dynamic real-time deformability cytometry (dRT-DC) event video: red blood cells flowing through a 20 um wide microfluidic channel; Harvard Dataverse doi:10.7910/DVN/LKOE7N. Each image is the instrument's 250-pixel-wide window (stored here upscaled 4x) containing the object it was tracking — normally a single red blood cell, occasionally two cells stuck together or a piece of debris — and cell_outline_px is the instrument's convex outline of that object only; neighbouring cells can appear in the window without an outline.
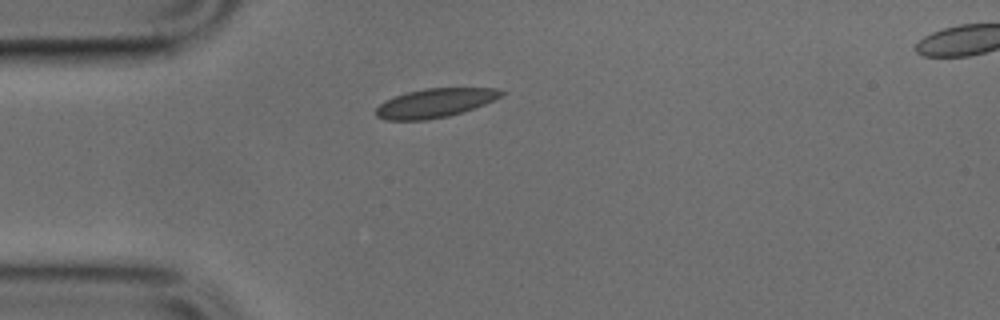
{"species": "common noctule bat (a hibernating species)", "species_latin": "Nyctalus noctula", "temperature_condition": "cold", "stored_images_in_passage": 18, "camera_frame_rate_fps": 3000, "um_per_image_px": 0.085, "animal": {"sex": "male", "body_mass_g": 17.9, "forearm_length_mm": 54.2}, "frame": {"image": 1, "passage_image": 1, "time_ms": 0.0, "image_size_px": [1000, 320], "cell_outline_px": [[508, 92], [484, 104], [448, 116], [428, 120], [388, 120], [376, 116], [376, 108], [384, 100], [408, 92], [424, 88], [496, 88]], "centroid_in_image_um": [36.96, 8.75], "position_along_channel_um": 48.0, "area_um2": 20.92}}
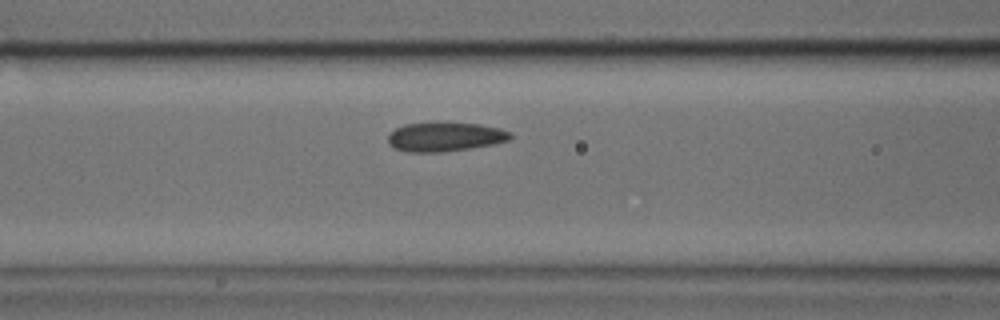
{"frame": {"image": 2, "passage_image": 8, "time_ms": 2.333, "image_size_px": [1000, 320], "cell_outline_px": [[512, 136], [508, 140], [496, 144], [440, 152], [408, 152], [396, 148], [388, 144], [388, 136], [396, 128], [404, 124], [480, 124], [500, 128], [512, 132]], "centroid_in_image_um": [37.86, 11.65], "position_along_channel_um": 128.7, "area_um2": 20.29}}
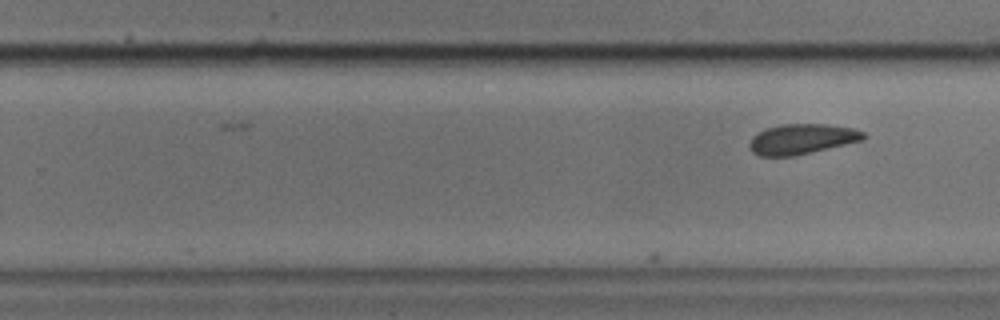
{"frame": {"image": 3, "passage_image": 18, "time_ms": 5.667, "image_size_px": [1000, 320], "cell_outline_px": [[868, 136], [864, 140], [812, 152], [792, 156], [760, 156], [752, 152], [748, 144], [752, 136], [768, 128], [784, 124], [828, 124], [852, 128], [864, 132]], "centroid_in_image_um": [68.18, 11.82], "position_along_channel_um": 261.6, "area_um2": 20.06}}